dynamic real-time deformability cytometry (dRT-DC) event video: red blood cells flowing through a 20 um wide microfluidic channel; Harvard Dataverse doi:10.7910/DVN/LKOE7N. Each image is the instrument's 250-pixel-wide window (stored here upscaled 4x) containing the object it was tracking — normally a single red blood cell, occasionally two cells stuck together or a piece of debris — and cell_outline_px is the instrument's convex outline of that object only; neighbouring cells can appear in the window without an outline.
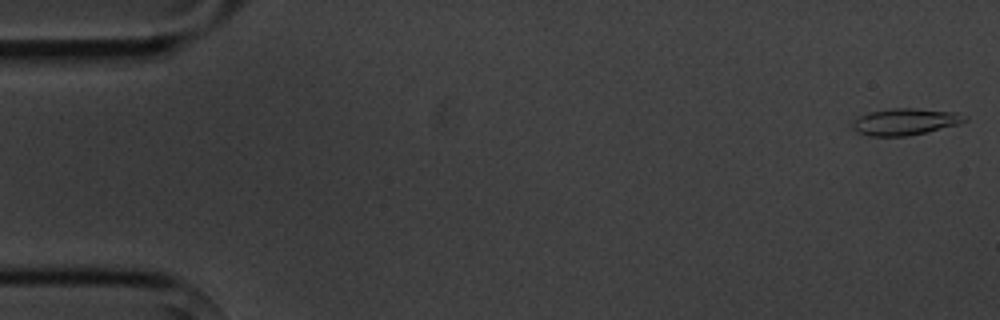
{"species": "common noctule bat (a hibernating species)", "species_latin": "Nyctalus noctula", "temperature_condition": "cold", "stored_images_in_passage": 5, "camera_frame_rate_fps": 3000, "um_per_image_px": 0.085, "animal": {"sex": "male", "body_mass_g": 20.1, "forearm_length_mm": 53.5}, "frame": {"image": 1, "passage_image": 1, "time_ms": 0.0, "image_size_px": [1000, 320], "cell_outline_px": [[968, 120], [960, 124], [928, 132], [908, 136], [868, 136], [856, 132], [852, 128], [852, 124], [860, 116], [868, 112], [892, 108], [916, 108], [956, 112], [968, 116]], "centroid_in_image_um": [76.98, 10.35], "position_along_channel_um": 8.0, "area_um2": 17.69}}
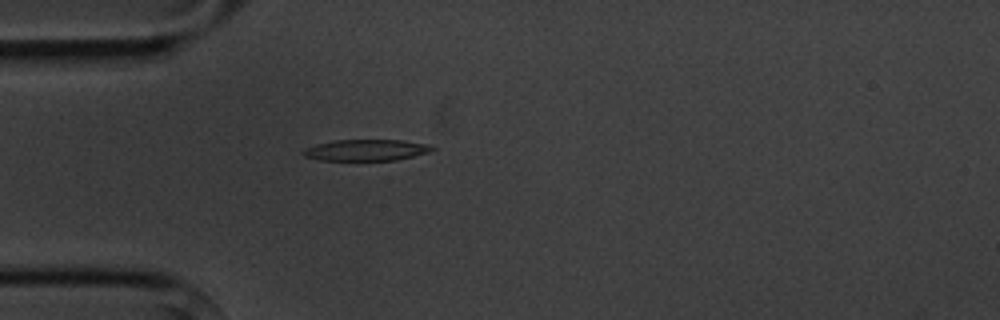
{"frame": {"image": 2, "passage_image": 5, "time_ms": 4.667, "image_size_px": [1000, 320], "cell_outline_px": [[436, 148], [428, 152], [396, 160], [320, 160], [304, 156], [300, 152], [304, 148], [316, 144], [336, 140], [404, 140], [428, 144]], "centroid_in_image_um": [31.09, 12.75], "position_along_channel_um": 53.9, "area_um2": 15.95}}